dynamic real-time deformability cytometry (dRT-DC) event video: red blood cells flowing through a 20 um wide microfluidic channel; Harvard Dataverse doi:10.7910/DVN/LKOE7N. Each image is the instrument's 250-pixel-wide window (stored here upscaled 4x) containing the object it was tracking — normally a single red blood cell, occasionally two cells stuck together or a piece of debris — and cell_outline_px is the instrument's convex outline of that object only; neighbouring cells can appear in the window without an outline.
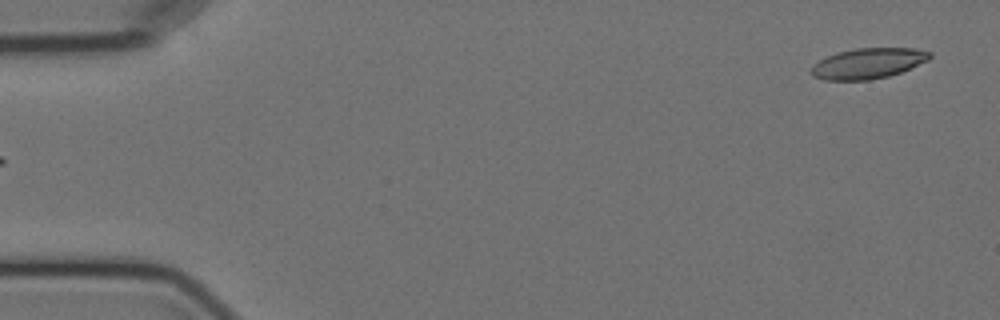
{"species": "Egyptian fruit bat (a non-hibernating species)", "species_latin": "Rousettus aegyptiacus", "temperature_condition": "cold", "stored_images_in_passage": 6, "segment_of_instrument_passage": [2, 2], "camera_frame_rate_fps": 3000, "um_per_image_px": 0.085, "animal": {"sex": "female"}, "frame": {"image": 1, "passage_image": 6, "time_ms": 5.667, "image_size_px": [1000, 320], "cell_outline_px": [[932, 56], [928, 60], [900, 72], [888, 76], [868, 80], [824, 80], [812, 76], [808, 72], [812, 64], [836, 52], [856, 48], [916, 48], [932, 52]], "centroid_in_image_um": [73.74, 5.38], "position_along_channel_um": 11.3, "area_um2": 21.21}}